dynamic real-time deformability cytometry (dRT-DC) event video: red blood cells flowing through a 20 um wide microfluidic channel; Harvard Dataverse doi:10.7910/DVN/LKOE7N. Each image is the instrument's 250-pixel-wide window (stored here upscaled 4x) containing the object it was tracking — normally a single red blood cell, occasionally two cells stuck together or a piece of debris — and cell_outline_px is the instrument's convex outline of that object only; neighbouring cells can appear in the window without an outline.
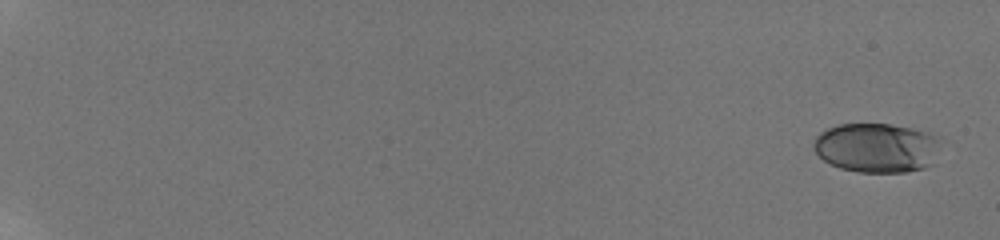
{"species": "human", "species_latin": "Homo sapiens", "temperature_condition": "room temperature", "stored_images_in_passage": 13, "camera_frame_rate_fps": 3000, "um_per_image_px": 0.085, "donor": {"sex": "male"}, "frame": {"image": 1, "passage_image": 1, "time_ms": 0.0, "image_size_px": [1000, 240], "cell_outline_px": [[936, 140], [932, 164], [924, 168], [904, 172], [856, 172], [840, 168], [824, 160], [812, 148], [812, 144], [816, 136], [820, 132], [828, 128], [840, 124], [892, 124], [932, 132], [936, 136]], "centroid_in_image_um": [74.45, 12.55], "position_along_channel_um": 10.5, "area_um2": 36.36}}
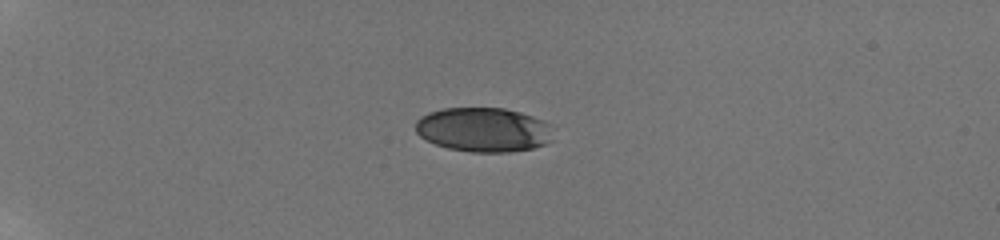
{"frame": {"image": 2, "passage_image": 7, "time_ms": 5.333, "image_size_px": [1000, 240], "cell_outline_px": [[552, 140], [544, 144], [532, 148], [508, 152], [472, 152], [448, 148], [436, 144], [420, 136], [416, 132], [416, 120], [420, 116], [428, 112], [444, 108], [504, 108], [520, 112], [544, 120], [552, 124]], "centroid_in_image_um": [41.11, 11.01], "position_along_channel_um": 43.9, "area_um2": 35.72}}
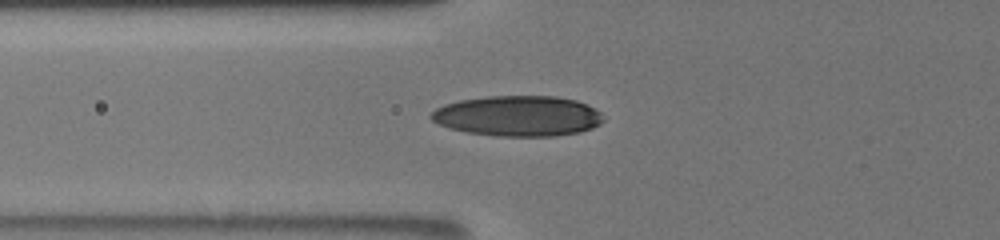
{"frame": {"image": 3, "passage_image": 13, "time_ms": 8.0, "image_size_px": [1000, 240], "cell_outline_px": [[604, 120], [600, 124], [592, 128], [580, 132], [556, 136], [496, 136], [468, 132], [452, 128], [440, 124], [432, 120], [428, 116], [436, 108], [444, 104], [460, 100], [488, 96], [556, 96], [576, 100], [588, 104], [596, 108], [600, 112]], "centroid_in_image_um": [44.06, 9.85], "position_along_channel_um": 81.7, "area_um2": 40.75}}